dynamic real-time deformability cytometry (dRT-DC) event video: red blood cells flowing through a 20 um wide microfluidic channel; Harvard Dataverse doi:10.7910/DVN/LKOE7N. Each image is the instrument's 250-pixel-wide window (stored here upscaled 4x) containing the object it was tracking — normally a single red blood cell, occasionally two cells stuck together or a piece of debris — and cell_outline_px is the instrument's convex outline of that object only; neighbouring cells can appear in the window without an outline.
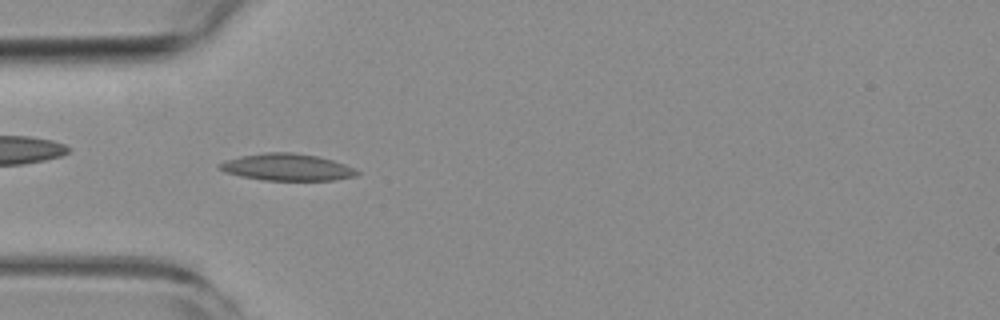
{"species": "common noctule bat (a hibernating species)", "species_latin": "Nyctalus noctula", "temperature_condition": "room temperature", "stored_images_in_passage": 46, "camera_frame_rate_fps": 3000, "um_per_image_px": 0.085, "animal": {"sex": "female", "body_mass_g": 19.3, "forearm_length_mm": 54.1}, "frame": {"image": 1, "passage_image": 12, "time_ms": 3.667, "image_size_px": [1000, 320], "cell_outline_px": [[360, 172], [356, 176], [336, 180], [264, 180], [240, 176], [224, 172], [216, 168], [216, 164], [224, 160], [240, 156], [264, 152], [292, 152], [316, 156], [332, 160], [344, 164]], "centroid_in_image_um": [24.32, 14.21], "position_along_channel_um": 60.7, "area_um2": 21.68}}
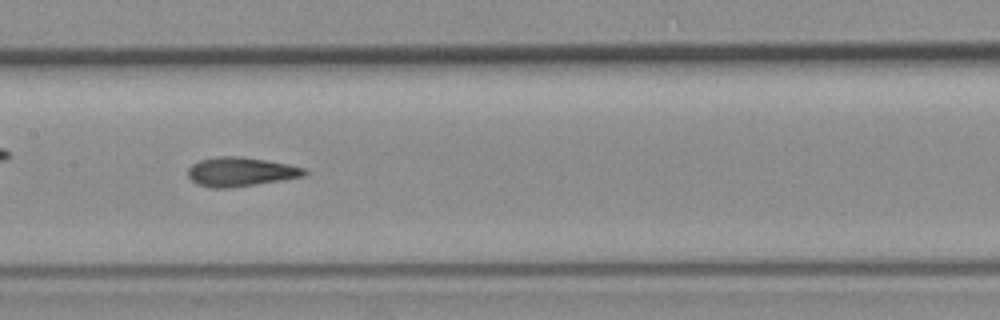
{"frame": {"image": 2, "passage_image": 22, "time_ms": 7.0, "image_size_px": [1000, 320], "cell_outline_px": [[308, 172], [304, 176], [256, 184], [228, 188], [212, 188], [196, 184], [188, 176], [188, 168], [192, 164], [200, 160], [220, 156], [240, 156], [288, 164], [304, 168]], "centroid_in_image_um": [20.42, 14.6], "position_along_channel_um": 187.0, "area_um2": 19.59}}
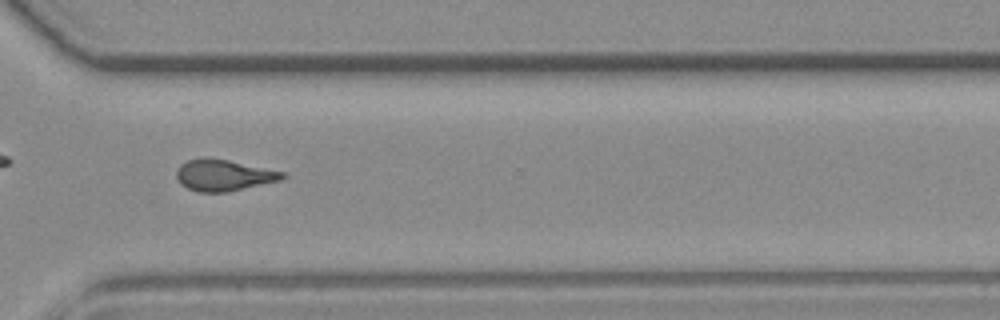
{"frame": {"image": 3, "passage_image": 35, "time_ms": 11.333, "image_size_px": [1000, 320], "cell_outline_px": [[288, 176], [280, 180], [228, 192], [200, 192], [188, 188], [180, 184], [176, 176], [176, 172], [180, 164], [188, 160], [228, 160], [284, 172]], "centroid_in_image_um": [19.03, 14.93], "position_along_channel_um": 351.6, "area_um2": 18.79}, "authors_computed_cell_mechanics": {"area_um2": 19.2185, "velocity_mm_per_s": 3.8207, "shape_relaxation_time_tau1_ms": null, "shape_relaxation_time_tau2_ms": 3.5202, "deformation_change_tau1": null, "deformation_change_tau2": 0.0862}}